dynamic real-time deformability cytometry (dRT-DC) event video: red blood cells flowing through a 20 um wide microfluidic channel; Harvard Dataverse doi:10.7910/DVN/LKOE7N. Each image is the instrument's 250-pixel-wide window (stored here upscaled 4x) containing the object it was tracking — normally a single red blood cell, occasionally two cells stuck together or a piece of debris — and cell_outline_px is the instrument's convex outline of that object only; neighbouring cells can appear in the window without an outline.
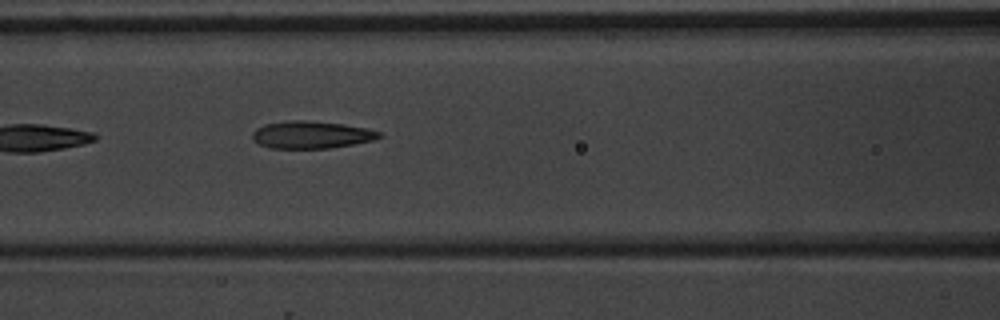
{"species": "common noctule bat (a hibernating species)", "species_latin": "Nyctalus noctula", "temperature_condition": "warm", "stored_images_in_passage": 8, "camera_frame_rate_fps": 3000, "um_per_image_px": 0.085, "animal": {"sex": "male", "body_mass_g": 20.1, "forearm_length_mm": 53.5}, "frame": {"image": 1, "passage_image": 7, "time_ms": 7.0, "image_size_px": [1000, 320], "cell_outline_px": [[384, 136], [376, 140], [328, 148], [268, 148], [252, 140], [252, 132], [256, 128], [264, 124], [292, 120], [304, 120], [344, 124], [368, 128], [380, 132]], "centroid_in_image_um": [26.48, 11.45], "position_along_channel_um": 140.1, "area_um2": 20.35}}